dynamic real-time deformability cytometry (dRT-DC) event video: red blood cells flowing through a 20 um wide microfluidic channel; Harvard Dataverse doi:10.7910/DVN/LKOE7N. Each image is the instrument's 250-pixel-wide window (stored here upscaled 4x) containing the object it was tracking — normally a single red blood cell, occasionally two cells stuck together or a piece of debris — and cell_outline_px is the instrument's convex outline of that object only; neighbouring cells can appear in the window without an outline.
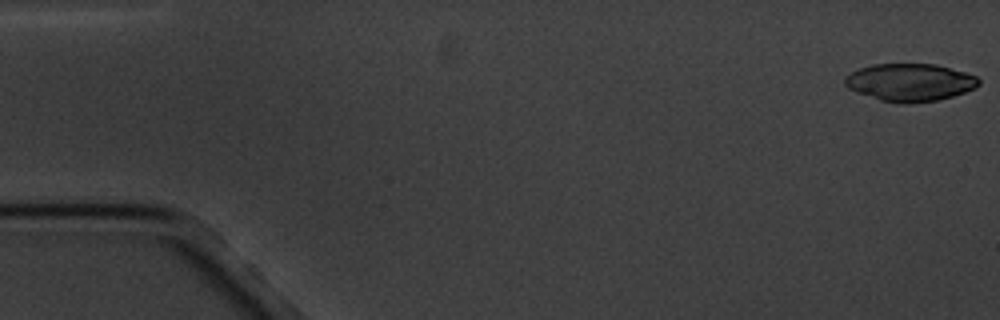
{"species": "common noctule bat (a hibernating species)", "species_latin": "Nyctalus noctula", "temperature_condition": "cold", "stored_images_in_passage": 7, "camera_frame_rate_fps": 3000, "um_per_image_px": 0.085, "animal": {"sex": "male", "body_mass_g": 20.1, "forearm_length_mm": 53.5}, "frame": {"image": 1, "passage_image": 1, "time_ms": 0.0, "image_size_px": [1000, 320], "cell_outline_px": [[980, 84], [976, 88], [952, 96], [936, 100], [904, 104], [880, 100], [848, 88], [844, 84], [844, 76], [860, 68], [872, 64], [936, 64], [964, 72], [976, 76], [980, 80]], "centroid_in_image_um": [77.34, 6.99], "position_along_channel_um": 7.7, "area_um2": 29.19}}